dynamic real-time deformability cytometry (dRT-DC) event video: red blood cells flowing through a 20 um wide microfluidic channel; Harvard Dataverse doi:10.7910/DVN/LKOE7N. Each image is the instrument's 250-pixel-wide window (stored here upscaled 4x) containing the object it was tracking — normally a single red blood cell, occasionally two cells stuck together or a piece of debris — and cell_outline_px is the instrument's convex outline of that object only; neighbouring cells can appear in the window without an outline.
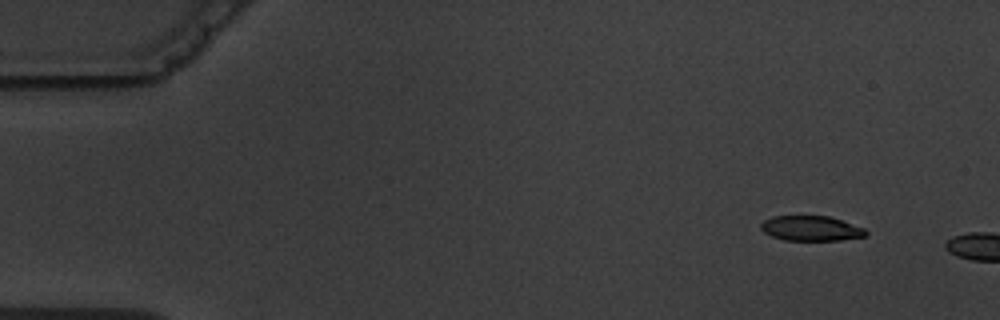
{"species": "common noctule bat (a hibernating species)", "species_latin": "Nyctalus noctula", "temperature_condition": "warm", "stored_images_in_passage": 5, "segment_of_instrument_passage": [2, 2], "camera_frame_rate_fps": 3000, "um_per_image_px": 0.085, "animal": {"sex": "male", "body_mass_g": 19.5, "forearm_length_mm": 54.6}, "frame": {"image": 1, "passage_image": 5, "time_ms": 5.667, "image_size_px": [1000, 320], "cell_outline_px": [[868, 232], [864, 236], [840, 240], [784, 240], [772, 236], [764, 232], [760, 228], [760, 224], [764, 220], [772, 216], [828, 216], [864, 228]], "centroid_in_image_um": [68.9, 19.41], "position_along_channel_um": 16.1, "area_um2": 15.14}}